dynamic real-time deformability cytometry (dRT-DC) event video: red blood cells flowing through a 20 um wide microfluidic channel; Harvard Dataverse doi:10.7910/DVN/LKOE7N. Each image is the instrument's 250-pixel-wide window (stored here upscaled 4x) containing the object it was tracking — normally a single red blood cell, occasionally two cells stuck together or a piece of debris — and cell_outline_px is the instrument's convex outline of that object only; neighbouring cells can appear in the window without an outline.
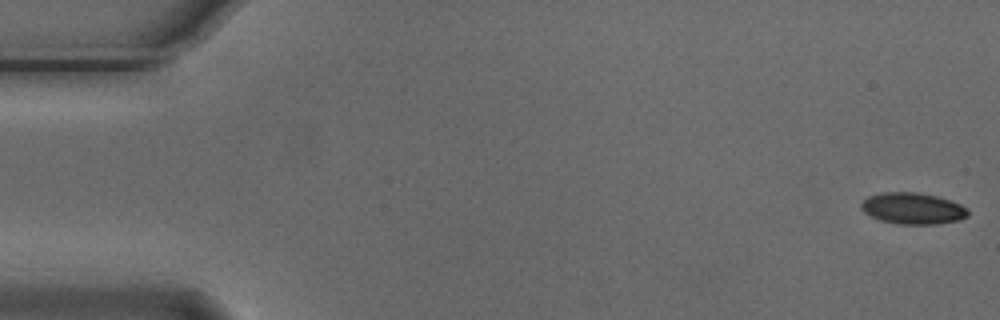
{"species": "Egyptian fruit bat (a non-hibernating species)", "species_latin": "Rousettus aegyptiacus", "temperature_condition": "cold", "stored_images_in_passage": 8, "camera_frame_rate_fps": 3000, "um_per_image_px": 0.085, "animal": {"sex": "male"}, "frame": {"image": 1, "passage_image": 1, "time_ms": 0.0, "image_size_px": [1000, 320], "cell_outline_px": [[968, 216], [960, 220], [936, 224], [900, 224], [880, 220], [864, 212], [860, 208], [860, 204], [868, 196], [880, 192], [916, 192], [936, 196], [960, 204], [968, 208]], "centroid_in_image_um": [77.58, 17.71], "position_along_channel_um": 7.4, "area_um2": 19.54}}
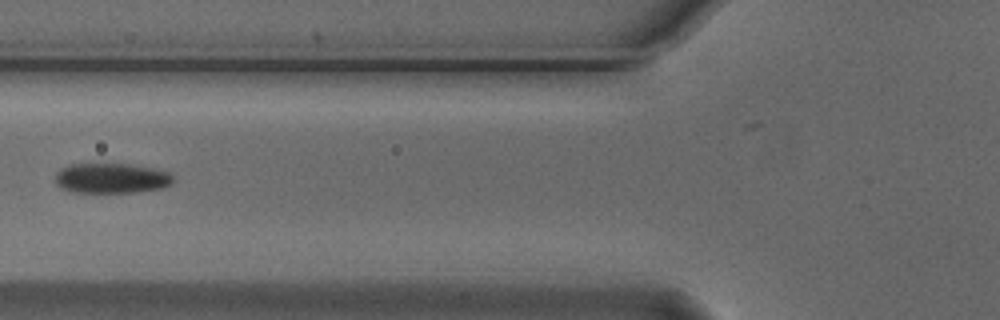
{"frame": {"image": 2, "passage_image": 6, "time_ms": 1.667, "image_size_px": [1000, 320], "cell_outline_px": [[172, 184], [164, 188], [132, 192], [72, 192], [60, 188], [56, 184], [56, 172], [60, 168], [72, 164], [128, 164], [156, 168], [168, 172], [172, 176]], "centroid_in_image_um": [9.46, 15.15], "position_along_channel_um": 116.3, "area_um2": 20.75}}
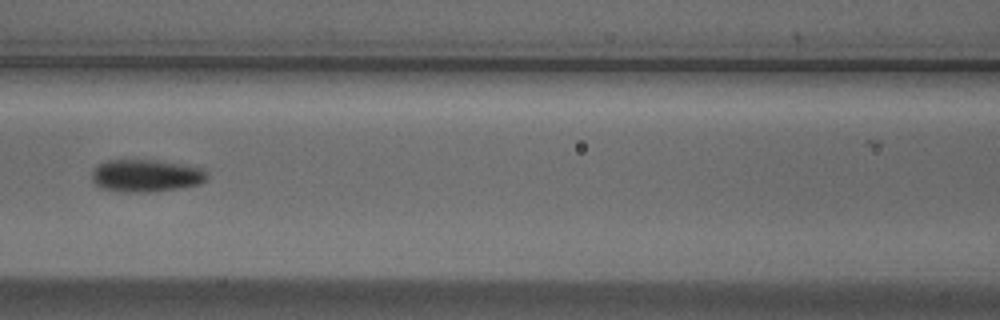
{"frame": {"image": 3, "passage_image": 7, "time_ms": 2.0, "image_size_px": [1000, 320], "cell_outline_px": [[208, 176], [200, 184], [152, 192], [124, 192], [100, 188], [92, 180], [92, 172], [100, 164], [108, 160], [156, 160], [204, 168], [208, 172]], "centroid_in_image_um": [12.42, 14.93], "position_along_channel_um": 154.2, "area_um2": 21.68}}